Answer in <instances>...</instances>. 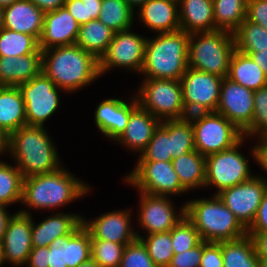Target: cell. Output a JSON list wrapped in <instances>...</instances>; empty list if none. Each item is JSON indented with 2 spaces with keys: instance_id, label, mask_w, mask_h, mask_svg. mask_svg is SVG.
<instances>
[{
  "instance_id": "cell-28",
  "label": "cell",
  "mask_w": 267,
  "mask_h": 267,
  "mask_svg": "<svg viewBox=\"0 0 267 267\" xmlns=\"http://www.w3.org/2000/svg\"><path fill=\"white\" fill-rule=\"evenodd\" d=\"M25 125V104L19 88L0 86V128L10 135Z\"/></svg>"
},
{
  "instance_id": "cell-31",
  "label": "cell",
  "mask_w": 267,
  "mask_h": 267,
  "mask_svg": "<svg viewBox=\"0 0 267 267\" xmlns=\"http://www.w3.org/2000/svg\"><path fill=\"white\" fill-rule=\"evenodd\" d=\"M114 34L115 32L101 21L93 19L80 25L75 44L99 60L113 40Z\"/></svg>"
},
{
  "instance_id": "cell-61",
  "label": "cell",
  "mask_w": 267,
  "mask_h": 267,
  "mask_svg": "<svg viewBox=\"0 0 267 267\" xmlns=\"http://www.w3.org/2000/svg\"><path fill=\"white\" fill-rule=\"evenodd\" d=\"M4 257H3V243L0 242V266L4 265Z\"/></svg>"
},
{
  "instance_id": "cell-38",
  "label": "cell",
  "mask_w": 267,
  "mask_h": 267,
  "mask_svg": "<svg viewBox=\"0 0 267 267\" xmlns=\"http://www.w3.org/2000/svg\"><path fill=\"white\" fill-rule=\"evenodd\" d=\"M23 176L16 167L0 160V205L9 206L21 202Z\"/></svg>"
},
{
  "instance_id": "cell-20",
  "label": "cell",
  "mask_w": 267,
  "mask_h": 267,
  "mask_svg": "<svg viewBox=\"0 0 267 267\" xmlns=\"http://www.w3.org/2000/svg\"><path fill=\"white\" fill-rule=\"evenodd\" d=\"M79 27L80 25L65 6L55 11L46 12L39 39V48L43 51L52 47L75 44Z\"/></svg>"
},
{
  "instance_id": "cell-26",
  "label": "cell",
  "mask_w": 267,
  "mask_h": 267,
  "mask_svg": "<svg viewBox=\"0 0 267 267\" xmlns=\"http://www.w3.org/2000/svg\"><path fill=\"white\" fill-rule=\"evenodd\" d=\"M83 217L79 214L55 213L35 224L32 221L31 240L33 248L49 247L61 236L70 235L81 223Z\"/></svg>"
},
{
  "instance_id": "cell-48",
  "label": "cell",
  "mask_w": 267,
  "mask_h": 267,
  "mask_svg": "<svg viewBox=\"0 0 267 267\" xmlns=\"http://www.w3.org/2000/svg\"><path fill=\"white\" fill-rule=\"evenodd\" d=\"M246 19L267 29V0H248Z\"/></svg>"
},
{
  "instance_id": "cell-30",
  "label": "cell",
  "mask_w": 267,
  "mask_h": 267,
  "mask_svg": "<svg viewBox=\"0 0 267 267\" xmlns=\"http://www.w3.org/2000/svg\"><path fill=\"white\" fill-rule=\"evenodd\" d=\"M172 165L179 177L181 185L187 191L204 187L206 157L201 155L197 150L172 159Z\"/></svg>"
},
{
  "instance_id": "cell-53",
  "label": "cell",
  "mask_w": 267,
  "mask_h": 267,
  "mask_svg": "<svg viewBox=\"0 0 267 267\" xmlns=\"http://www.w3.org/2000/svg\"><path fill=\"white\" fill-rule=\"evenodd\" d=\"M44 13L64 7L65 0H29Z\"/></svg>"
},
{
  "instance_id": "cell-60",
  "label": "cell",
  "mask_w": 267,
  "mask_h": 267,
  "mask_svg": "<svg viewBox=\"0 0 267 267\" xmlns=\"http://www.w3.org/2000/svg\"><path fill=\"white\" fill-rule=\"evenodd\" d=\"M259 267H267V257H258Z\"/></svg>"
},
{
  "instance_id": "cell-18",
  "label": "cell",
  "mask_w": 267,
  "mask_h": 267,
  "mask_svg": "<svg viewBox=\"0 0 267 267\" xmlns=\"http://www.w3.org/2000/svg\"><path fill=\"white\" fill-rule=\"evenodd\" d=\"M31 215L25 208L10 217L2 242L6 263L9 262L16 267L26 265L33 248L31 240L33 217Z\"/></svg>"
},
{
  "instance_id": "cell-49",
  "label": "cell",
  "mask_w": 267,
  "mask_h": 267,
  "mask_svg": "<svg viewBox=\"0 0 267 267\" xmlns=\"http://www.w3.org/2000/svg\"><path fill=\"white\" fill-rule=\"evenodd\" d=\"M267 232V190L264 192L262 201L258 207L256 217L247 229V233Z\"/></svg>"
},
{
  "instance_id": "cell-29",
  "label": "cell",
  "mask_w": 267,
  "mask_h": 267,
  "mask_svg": "<svg viewBox=\"0 0 267 267\" xmlns=\"http://www.w3.org/2000/svg\"><path fill=\"white\" fill-rule=\"evenodd\" d=\"M227 78L252 91L267 85V75L253 59L235 50L232 54Z\"/></svg>"
},
{
  "instance_id": "cell-9",
  "label": "cell",
  "mask_w": 267,
  "mask_h": 267,
  "mask_svg": "<svg viewBox=\"0 0 267 267\" xmlns=\"http://www.w3.org/2000/svg\"><path fill=\"white\" fill-rule=\"evenodd\" d=\"M244 138L229 149L206 156L204 187L217 188L215 195L254 176L245 155L238 150Z\"/></svg>"
},
{
  "instance_id": "cell-37",
  "label": "cell",
  "mask_w": 267,
  "mask_h": 267,
  "mask_svg": "<svg viewBox=\"0 0 267 267\" xmlns=\"http://www.w3.org/2000/svg\"><path fill=\"white\" fill-rule=\"evenodd\" d=\"M235 48L243 54H252L267 48V29L245 19L233 33Z\"/></svg>"
},
{
  "instance_id": "cell-32",
  "label": "cell",
  "mask_w": 267,
  "mask_h": 267,
  "mask_svg": "<svg viewBox=\"0 0 267 267\" xmlns=\"http://www.w3.org/2000/svg\"><path fill=\"white\" fill-rule=\"evenodd\" d=\"M223 267H259L258 256L252 238L245 236L221 241Z\"/></svg>"
},
{
  "instance_id": "cell-56",
  "label": "cell",
  "mask_w": 267,
  "mask_h": 267,
  "mask_svg": "<svg viewBox=\"0 0 267 267\" xmlns=\"http://www.w3.org/2000/svg\"><path fill=\"white\" fill-rule=\"evenodd\" d=\"M9 135L0 128V155L8 152ZM4 153V154H3Z\"/></svg>"
},
{
  "instance_id": "cell-12",
  "label": "cell",
  "mask_w": 267,
  "mask_h": 267,
  "mask_svg": "<svg viewBox=\"0 0 267 267\" xmlns=\"http://www.w3.org/2000/svg\"><path fill=\"white\" fill-rule=\"evenodd\" d=\"M17 87L25 104L27 125L44 127L46 120L58 109V91L62 89L56 87L43 72Z\"/></svg>"
},
{
  "instance_id": "cell-2",
  "label": "cell",
  "mask_w": 267,
  "mask_h": 267,
  "mask_svg": "<svg viewBox=\"0 0 267 267\" xmlns=\"http://www.w3.org/2000/svg\"><path fill=\"white\" fill-rule=\"evenodd\" d=\"M44 127L25 125L9 135L8 152L23 178L57 171L60 158Z\"/></svg>"
},
{
  "instance_id": "cell-45",
  "label": "cell",
  "mask_w": 267,
  "mask_h": 267,
  "mask_svg": "<svg viewBox=\"0 0 267 267\" xmlns=\"http://www.w3.org/2000/svg\"><path fill=\"white\" fill-rule=\"evenodd\" d=\"M119 267H157L140 239L125 246Z\"/></svg>"
},
{
  "instance_id": "cell-4",
  "label": "cell",
  "mask_w": 267,
  "mask_h": 267,
  "mask_svg": "<svg viewBox=\"0 0 267 267\" xmlns=\"http://www.w3.org/2000/svg\"><path fill=\"white\" fill-rule=\"evenodd\" d=\"M190 34L184 30L147 37L141 73L145 79L180 80L188 69Z\"/></svg>"
},
{
  "instance_id": "cell-58",
  "label": "cell",
  "mask_w": 267,
  "mask_h": 267,
  "mask_svg": "<svg viewBox=\"0 0 267 267\" xmlns=\"http://www.w3.org/2000/svg\"><path fill=\"white\" fill-rule=\"evenodd\" d=\"M76 267H100V266L92 258H90L87 261L80 263Z\"/></svg>"
},
{
  "instance_id": "cell-21",
  "label": "cell",
  "mask_w": 267,
  "mask_h": 267,
  "mask_svg": "<svg viewBox=\"0 0 267 267\" xmlns=\"http://www.w3.org/2000/svg\"><path fill=\"white\" fill-rule=\"evenodd\" d=\"M131 98L130 102L109 98L95 109V124L107 138L116 141L124 132L130 113L139 105L136 96Z\"/></svg>"
},
{
  "instance_id": "cell-11",
  "label": "cell",
  "mask_w": 267,
  "mask_h": 267,
  "mask_svg": "<svg viewBox=\"0 0 267 267\" xmlns=\"http://www.w3.org/2000/svg\"><path fill=\"white\" fill-rule=\"evenodd\" d=\"M223 78L188 67L180 79L183 104L189 115L215 112L218 108Z\"/></svg>"
},
{
  "instance_id": "cell-46",
  "label": "cell",
  "mask_w": 267,
  "mask_h": 267,
  "mask_svg": "<svg viewBox=\"0 0 267 267\" xmlns=\"http://www.w3.org/2000/svg\"><path fill=\"white\" fill-rule=\"evenodd\" d=\"M203 240L192 249L174 254L168 267H200Z\"/></svg>"
},
{
  "instance_id": "cell-19",
  "label": "cell",
  "mask_w": 267,
  "mask_h": 267,
  "mask_svg": "<svg viewBox=\"0 0 267 267\" xmlns=\"http://www.w3.org/2000/svg\"><path fill=\"white\" fill-rule=\"evenodd\" d=\"M131 212V209L115 210L100 215L90 222L83 217V225L89 230L91 238L129 244L137 239L138 232L133 229Z\"/></svg>"
},
{
  "instance_id": "cell-52",
  "label": "cell",
  "mask_w": 267,
  "mask_h": 267,
  "mask_svg": "<svg viewBox=\"0 0 267 267\" xmlns=\"http://www.w3.org/2000/svg\"><path fill=\"white\" fill-rule=\"evenodd\" d=\"M253 240L256 255L258 257H267V232L247 233Z\"/></svg>"
},
{
  "instance_id": "cell-41",
  "label": "cell",
  "mask_w": 267,
  "mask_h": 267,
  "mask_svg": "<svg viewBox=\"0 0 267 267\" xmlns=\"http://www.w3.org/2000/svg\"><path fill=\"white\" fill-rule=\"evenodd\" d=\"M126 245L91 238V258L100 267H119Z\"/></svg>"
},
{
  "instance_id": "cell-24",
  "label": "cell",
  "mask_w": 267,
  "mask_h": 267,
  "mask_svg": "<svg viewBox=\"0 0 267 267\" xmlns=\"http://www.w3.org/2000/svg\"><path fill=\"white\" fill-rule=\"evenodd\" d=\"M139 20L157 33L174 32L181 29L178 0H147L139 8Z\"/></svg>"
},
{
  "instance_id": "cell-5",
  "label": "cell",
  "mask_w": 267,
  "mask_h": 267,
  "mask_svg": "<svg viewBox=\"0 0 267 267\" xmlns=\"http://www.w3.org/2000/svg\"><path fill=\"white\" fill-rule=\"evenodd\" d=\"M185 216L205 242H221L239 239L247 230L222 202L218 195L209 199H194L186 202Z\"/></svg>"
},
{
  "instance_id": "cell-1",
  "label": "cell",
  "mask_w": 267,
  "mask_h": 267,
  "mask_svg": "<svg viewBox=\"0 0 267 267\" xmlns=\"http://www.w3.org/2000/svg\"><path fill=\"white\" fill-rule=\"evenodd\" d=\"M42 72L64 92H74L100 77L99 60L76 44L42 51Z\"/></svg>"
},
{
  "instance_id": "cell-15",
  "label": "cell",
  "mask_w": 267,
  "mask_h": 267,
  "mask_svg": "<svg viewBox=\"0 0 267 267\" xmlns=\"http://www.w3.org/2000/svg\"><path fill=\"white\" fill-rule=\"evenodd\" d=\"M140 193L138 224L148 235L170 231L185 216V205L175 211L168 196Z\"/></svg>"
},
{
  "instance_id": "cell-3",
  "label": "cell",
  "mask_w": 267,
  "mask_h": 267,
  "mask_svg": "<svg viewBox=\"0 0 267 267\" xmlns=\"http://www.w3.org/2000/svg\"><path fill=\"white\" fill-rule=\"evenodd\" d=\"M89 190L87 183L62 166L52 173L24 178L21 203L37 210H55L56 207L83 198Z\"/></svg>"
},
{
  "instance_id": "cell-6",
  "label": "cell",
  "mask_w": 267,
  "mask_h": 267,
  "mask_svg": "<svg viewBox=\"0 0 267 267\" xmlns=\"http://www.w3.org/2000/svg\"><path fill=\"white\" fill-rule=\"evenodd\" d=\"M235 48L234 35L224 30L190 34L188 67L227 77Z\"/></svg>"
},
{
  "instance_id": "cell-54",
  "label": "cell",
  "mask_w": 267,
  "mask_h": 267,
  "mask_svg": "<svg viewBox=\"0 0 267 267\" xmlns=\"http://www.w3.org/2000/svg\"><path fill=\"white\" fill-rule=\"evenodd\" d=\"M249 55L253 61L258 64L263 72L267 75V48L266 49H259V51L254 52Z\"/></svg>"
},
{
  "instance_id": "cell-13",
  "label": "cell",
  "mask_w": 267,
  "mask_h": 267,
  "mask_svg": "<svg viewBox=\"0 0 267 267\" xmlns=\"http://www.w3.org/2000/svg\"><path fill=\"white\" fill-rule=\"evenodd\" d=\"M130 31L131 28L114 34L106 52L99 59L100 76L114 67L141 73L147 38Z\"/></svg>"
},
{
  "instance_id": "cell-22",
  "label": "cell",
  "mask_w": 267,
  "mask_h": 267,
  "mask_svg": "<svg viewBox=\"0 0 267 267\" xmlns=\"http://www.w3.org/2000/svg\"><path fill=\"white\" fill-rule=\"evenodd\" d=\"M45 13L29 0H17L3 8V27L13 31L41 37Z\"/></svg>"
},
{
  "instance_id": "cell-43",
  "label": "cell",
  "mask_w": 267,
  "mask_h": 267,
  "mask_svg": "<svg viewBox=\"0 0 267 267\" xmlns=\"http://www.w3.org/2000/svg\"><path fill=\"white\" fill-rule=\"evenodd\" d=\"M170 233L174 254L192 249L202 241L199 232L186 216L170 230Z\"/></svg>"
},
{
  "instance_id": "cell-33",
  "label": "cell",
  "mask_w": 267,
  "mask_h": 267,
  "mask_svg": "<svg viewBox=\"0 0 267 267\" xmlns=\"http://www.w3.org/2000/svg\"><path fill=\"white\" fill-rule=\"evenodd\" d=\"M248 0H213L215 30L234 33L246 19Z\"/></svg>"
},
{
  "instance_id": "cell-25",
  "label": "cell",
  "mask_w": 267,
  "mask_h": 267,
  "mask_svg": "<svg viewBox=\"0 0 267 267\" xmlns=\"http://www.w3.org/2000/svg\"><path fill=\"white\" fill-rule=\"evenodd\" d=\"M42 72V50L18 57L0 56V86H18Z\"/></svg>"
},
{
  "instance_id": "cell-50",
  "label": "cell",
  "mask_w": 267,
  "mask_h": 267,
  "mask_svg": "<svg viewBox=\"0 0 267 267\" xmlns=\"http://www.w3.org/2000/svg\"><path fill=\"white\" fill-rule=\"evenodd\" d=\"M26 264L28 267H48V247L32 248Z\"/></svg>"
},
{
  "instance_id": "cell-36",
  "label": "cell",
  "mask_w": 267,
  "mask_h": 267,
  "mask_svg": "<svg viewBox=\"0 0 267 267\" xmlns=\"http://www.w3.org/2000/svg\"><path fill=\"white\" fill-rule=\"evenodd\" d=\"M39 49V41L34 36L4 27L0 30L1 57L35 54Z\"/></svg>"
},
{
  "instance_id": "cell-7",
  "label": "cell",
  "mask_w": 267,
  "mask_h": 267,
  "mask_svg": "<svg viewBox=\"0 0 267 267\" xmlns=\"http://www.w3.org/2000/svg\"><path fill=\"white\" fill-rule=\"evenodd\" d=\"M194 131L195 150L208 156L233 147L243 137L233 123L218 112H200L189 115Z\"/></svg>"
},
{
  "instance_id": "cell-10",
  "label": "cell",
  "mask_w": 267,
  "mask_h": 267,
  "mask_svg": "<svg viewBox=\"0 0 267 267\" xmlns=\"http://www.w3.org/2000/svg\"><path fill=\"white\" fill-rule=\"evenodd\" d=\"M126 183L150 195H182L188 192L173 169L172 162L137 161V164L124 178Z\"/></svg>"
},
{
  "instance_id": "cell-44",
  "label": "cell",
  "mask_w": 267,
  "mask_h": 267,
  "mask_svg": "<svg viewBox=\"0 0 267 267\" xmlns=\"http://www.w3.org/2000/svg\"><path fill=\"white\" fill-rule=\"evenodd\" d=\"M102 0H65L64 6L79 25L98 19Z\"/></svg>"
},
{
  "instance_id": "cell-27",
  "label": "cell",
  "mask_w": 267,
  "mask_h": 267,
  "mask_svg": "<svg viewBox=\"0 0 267 267\" xmlns=\"http://www.w3.org/2000/svg\"><path fill=\"white\" fill-rule=\"evenodd\" d=\"M181 30L188 34L215 31L213 0H178Z\"/></svg>"
},
{
  "instance_id": "cell-47",
  "label": "cell",
  "mask_w": 267,
  "mask_h": 267,
  "mask_svg": "<svg viewBox=\"0 0 267 267\" xmlns=\"http://www.w3.org/2000/svg\"><path fill=\"white\" fill-rule=\"evenodd\" d=\"M200 267H223L221 242L203 241Z\"/></svg>"
},
{
  "instance_id": "cell-51",
  "label": "cell",
  "mask_w": 267,
  "mask_h": 267,
  "mask_svg": "<svg viewBox=\"0 0 267 267\" xmlns=\"http://www.w3.org/2000/svg\"><path fill=\"white\" fill-rule=\"evenodd\" d=\"M260 141V142H259ZM258 145L251 147V156L267 173V138L260 139ZM267 181V178H266Z\"/></svg>"
},
{
  "instance_id": "cell-40",
  "label": "cell",
  "mask_w": 267,
  "mask_h": 267,
  "mask_svg": "<svg viewBox=\"0 0 267 267\" xmlns=\"http://www.w3.org/2000/svg\"><path fill=\"white\" fill-rule=\"evenodd\" d=\"M171 145L172 159L195 150L194 131L188 117L171 120Z\"/></svg>"
},
{
  "instance_id": "cell-8",
  "label": "cell",
  "mask_w": 267,
  "mask_h": 267,
  "mask_svg": "<svg viewBox=\"0 0 267 267\" xmlns=\"http://www.w3.org/2000/svg\"><path fill=\"white\" fill-rule=\"evenodd\" d=\"M138 93V104L160 121L188 117L180 80L144 79Z\"/></svg>"
},
{
  "instance_id": "cell-59",
  "label": "cell",
  "mask_w": 267,
  "mask_h": 267,
  "mask_svg": "<svg viewBox=\"0 0 267 267\" xmlns=\"http://www.w3.org/2000/svg\"><path fill=\"white\" fill-rule=\"evenodd\" d=\"M17 0H0V8H5L8 7L10 5H12L14 2H16Z\"/></svg>"
},
{
  "instance_id": "cell-62",
  "label": "cell",
  "mask_w": 267,
  "mask_h": 267,
  "mask_svg": "<svg viewBox=\"0 0 267 267\" xmlns=\"http://www.w3.org/2000/svg\"><path fill=\"white\" fill-rule=\"evenodd\" d=\"M3 28V9L0 8V30Z\"/></svg>"
},
{
  "instance_id": "cell-39",
  "label": "cell",
  "mask_w": 267,
  "mask_h": 267,
  "mask_svg": "<svg viewBox=\"0 0 267 267\" xmlns=\"http://www.w3.org/2000/svg\"><path fill=\"white\" fill-rule=\"evenodd\" d=\"M136 234L145 245L153 263L157 267H168L174 255L170 231L153 233L146 238L139 233Z\"/></svg>"
},
{
  "instance_id": "cell-35",
  "label": "cell",
  "mask_w": 267,
  "mask_h": 267,
  "mask_svg": "<svg viewBox=\"0 0 267 267\" xmlns=\"http://www.w3.org/2000/svg\"><path fill=\"white\" fill-rule=\"evenodd\" d=\"M171 120L161 121L138 161L172 162Z\"/></svg>"
},
{
  "instance_id": "cell-23",
  "label": "cell",
  "mask_w": 267,
  "mask_h": 267,
  "mask_svg": "<svg viewBox=\"0 0 267 267\" xmlns=\"http://www.w3.org/2000/svg\"><path fill=\"white\" fill-rule=\"evenodd\" d=\"M160 124L159 119L138 105L130 113L126 128L116 142L134 152L141 153Z\"/></svg>"
},
{
  "instance_id": "cell-55",
  "label": "cell",
  "mask_w": 267,
  "mask_h": 267,
  "mask_svg": "<svg viewBox=\"0 0 267 267\" xmlns=\"http://www.w3.org/2000/svg\"><path fill=\"white\" fill-rule=\"evenodd\" d=\"M9 212L6 209V206L0 205V242H3L4 233L6 231L7 223L10 219Z\"/></svg>"
},
{
  "instance_id": "cell-14",
  "label": "cell",
  "mask_w": 267,
  "mask_h": 267,
  "mask_svg": "<svg viewBox=\"0 0 267 267\" xmlns=\"http://www.w3.org/2000/svg\"><path fill=\"white\" fill-rule=\"evenodd\" d=\"M266 190V179L254 175L251 179L227 188L217 195L247 230L256 217Z\"/></svg>"
},
{
  "instance_id": "cell-42",
  "label": "cell",
  "mask_w": 267,
  "mask_h": 267,
  "mask_svg": "<svg viewBox=\"0 0 267 267\" xmlns=\"http://www.w3.org/2000/svg\"><path fill=\"white\" fill-rule=\"evenodd\" d=\"M247 139L257 136V139L267 138V85L254 91V111L252 124L243 132Z\"/></svg>"
},
{
  "instance_id": "cell-16",
  "label": "cell",
  "mask_w": 267,
  "mask_h": 267,
  "mask_svg": "<svg viewBox=\"0 0 267 267\" xmlns=\"http://www.w3.org/2000/svg\"><path fill=\"white\" fill-rule=\"evenodd\" d=\"M253 111L254 91L224 77L216 112L244 132L252 124Z\"/></svg>"
},
{
  "instance_id": "cell-34",
  "label": "cell",
  "mask_w": 267,
  "mask_h": 267,
  "mask_svg": "<svg viewBox=\"0 0 267 267\" xmlns=\"http://www.w3.org/2000/svg\"><path fill=\"white\" fill-rule=\"evenodd\" d=\"M134 17L125 0H102L98 20L115 33L132 28Z\"/></svg>"
},
{
  "instance_id": "cell-57",
  "label": "cell",
  "mask_w": 267,
  "mask_h": 267,
  "mask_svg": "<svg viewBox=\"0 0 267 267\" xmlns=\"http://www.w3.org/2000/svg\"><path fill=\"white\" fill-rule=\"evenodd\" d=\"M128 6L135 11L136 7L140 8L147 0H125Z\"/></svg>"
},
{
  "instance_id": "cell-17",
  "label": "cell",
  "mask_w": 267,
  "mask_h": 267,
  "mask_svg": "<svg viewBox=\"0 0 267 267\" xmlns=\"http://www.w3.org/2000/svg\"><path fill=\"white\" fill-rule=\"evenodd\" d=\"M91 258V236L83 222L48 247V267H76Z\"/></svg>"
}]
</instances>
